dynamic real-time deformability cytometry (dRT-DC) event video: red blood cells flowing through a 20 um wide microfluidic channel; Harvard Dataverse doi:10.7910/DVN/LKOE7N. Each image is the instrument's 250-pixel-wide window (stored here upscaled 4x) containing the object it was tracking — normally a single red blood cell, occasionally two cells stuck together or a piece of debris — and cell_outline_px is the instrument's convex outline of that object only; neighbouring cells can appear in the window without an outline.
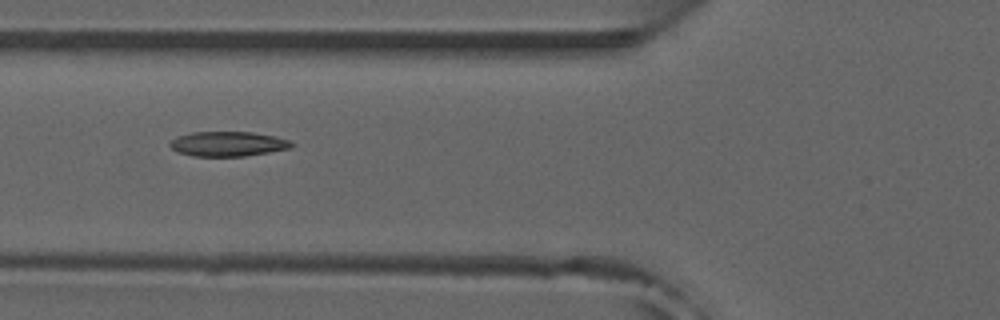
{"species": "common noctule bat (a hibernating species)", "species_latin": "Nyctalus noctula", "temperature_condition": "room temperature", "stored_images_in_passage": 47, "camera_frame_rate_fps": 3000, "um_per_image_px": 0.085, "animal": {"sex": "male", "forearm_length_mm": 52.5}, "frame": {"image": 1, "passage_image": 20, "time_ms": 6.333, "image_size_px": [1000, 320], "cell_outline_px": [[296, 144], [292, 148], [244, 156], [192, 156], [176, 152], [168, 144], [176, 136], [192, 132], [252, 132], [276, 136], [288, 140]], "centroid_in_image_um": [19.37, 12.23], "position_along_channel_um": 106.4, "area_um2": 17.69}, "authors_computed_cell_mechanics": {"area_um2": 17.918, "velocity_mm_per_s": 3.9438, "shape_relaxation_time_tau1_ms": null, "shape_relaxation_time_tau2_ms": 3.8241, "deformation_change_tau1": null, "deformation_change_tau2": 0.1059}}